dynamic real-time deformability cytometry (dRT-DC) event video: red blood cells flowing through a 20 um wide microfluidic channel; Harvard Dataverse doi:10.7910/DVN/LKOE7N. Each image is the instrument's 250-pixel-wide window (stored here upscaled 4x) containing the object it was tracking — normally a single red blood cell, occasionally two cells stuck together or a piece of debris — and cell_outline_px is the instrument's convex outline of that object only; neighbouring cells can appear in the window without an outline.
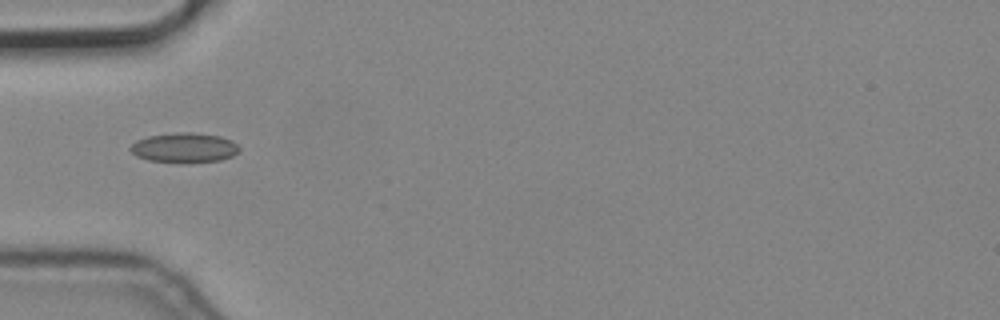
{"species": "common noctule bat (a hibernating species)", "species_latin": "Nyctalus noctula", "temperature_condition": "cold", "stored_images_in_passage": 3, "camera_frame_rate_fps": 3000, "um_per_image_px": 0.085, "animal": {"sex": "male", "body_mass_g": 19.2, "forearm_length_mm": 51.8}, "frame": {"image": 1, "passage_image": 2, "time_ms": 0.333, "image_size_px": [1000, 320], "cell_outline_px": [[240, 152], [232, 156], [220, 160], [184, 164], [148, 160], [136, 156], [128, 148], [136, 140], [148, 136], [176, 132], [192, 132], [220, 136], [232, 140], [240, 148]], "centroid_in_image_um": [15.67, 12.57], "position_along_channel_um": 69.3, "area_um2": 19.31}}
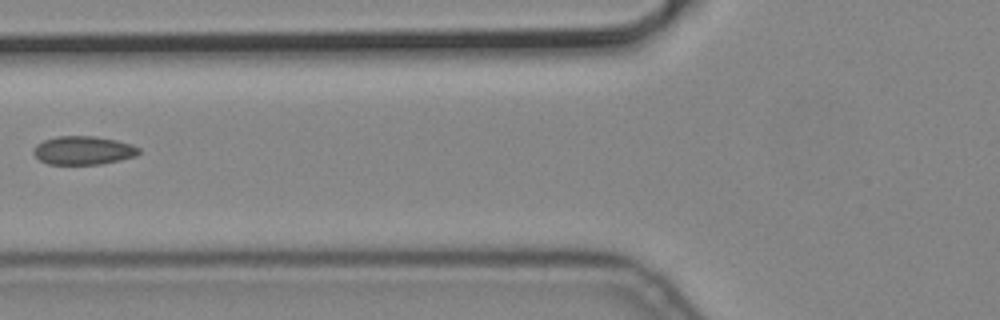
{"frame": {"image": 2, "passage_image": 3, "time_ms": 0.667, "image_size_px": [1000, 320], "cell_outline_px": [[140, 152], [136, 156], [120, 160], [100, 164], [48, 164], [40, 160], [32, 152], [36, 144], [44, 140], [56, 136], [96, 136], [116, 140], [132, 144], [140, 148]], "centroid_in_image_um": [7.09, 12.78], "position_along_channel_um": 118.7, "area_um2": 17.57}}